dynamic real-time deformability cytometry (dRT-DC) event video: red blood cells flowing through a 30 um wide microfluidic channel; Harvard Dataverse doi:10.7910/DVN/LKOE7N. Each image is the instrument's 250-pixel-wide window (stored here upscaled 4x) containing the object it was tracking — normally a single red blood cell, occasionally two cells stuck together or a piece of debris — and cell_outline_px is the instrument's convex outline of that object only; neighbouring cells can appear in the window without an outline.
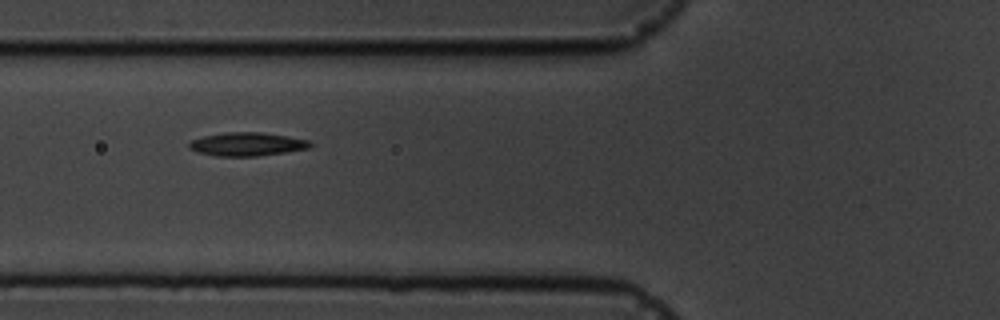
{"species": "common noctule bat (a hibernating species)", "species_latin": "Nyctalus noctula", "temperature_condition": "cold", "stored_images_in_passage": 7, "camera_frame_rate_fps": 3000, "um_per_image_px": 0.085, "animal": {"sex": "male", "body_mass_g": 19.5, "forearm_length_mm": 54.6}, "frame": {"image": 1, "passage_image": 3, "time_ms": 2.333, "image_size_px": [1000, 320], "cell_outline_px": [[316, 144], [312, 148], [256, 156], [216, 156], [196, 152], [188, 148], [188, 144], [192, 140], [204, 136], [228, 132], [260, 132], [288, 136], [308, 140]], "centroid_in_image_um": [21.03, 12.26], "position_along_channel_um": 104.8, "area_um2": 16.65}}
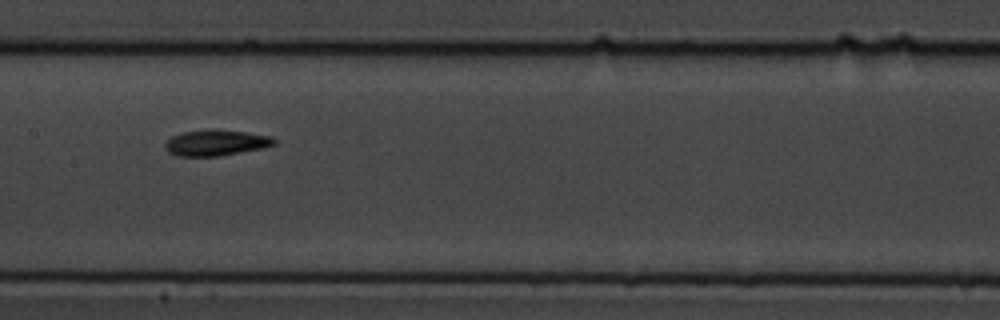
{"frame": {"image": 2, "passage_image": 5, "time_ms": 4.667, "image_size_px": [1000, 320], "cell_outline_px": [[276, 144], [264, 148], [216, 156], [176, 156], [168, 152], [164, 148], [164, 144], [172, 136], [184, 132], [212, 128], [216, 128], [272, 136], [276, 140]], "centroid_in_image_um": [18.35, 12.12], "position_along_channel_um": 189.0, "area_um2": 16.59}}
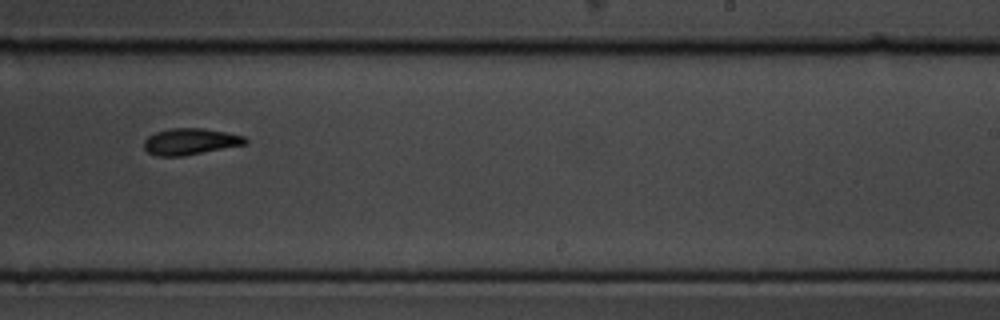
{"frame": {"image": 3, "passage_image": 7, "time_ms": 7.0, "image_size_px": [1000, 320], "cell_outline_px": [[248, 140], [244, 144], [184, 156], [156, 156], [148, 152], [144, 148], [144, 140], [148, 136], [156, 132], [172, 128], [204, 128], [244, 136]], "centroid_in_image_um": [16.13, 12.03], "position_along_channel_um": 272.9, "area_um2": 15.43}}